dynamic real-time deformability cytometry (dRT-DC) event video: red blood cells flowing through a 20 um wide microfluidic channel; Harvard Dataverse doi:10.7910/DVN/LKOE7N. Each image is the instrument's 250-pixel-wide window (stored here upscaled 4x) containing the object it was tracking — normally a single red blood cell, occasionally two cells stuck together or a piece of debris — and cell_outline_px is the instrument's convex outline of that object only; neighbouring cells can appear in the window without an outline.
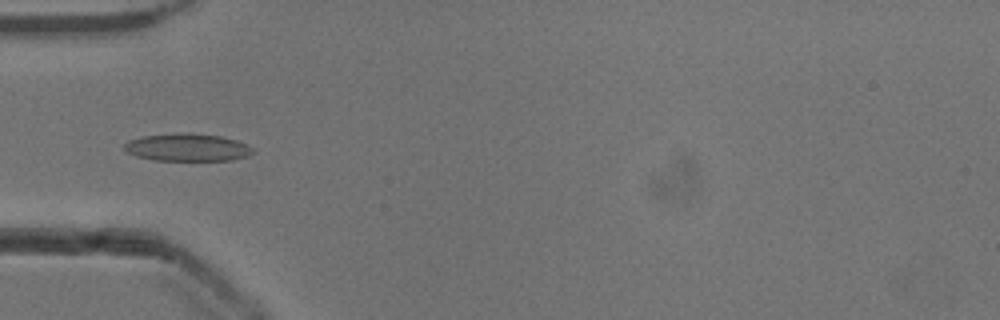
{"species": "common noctule bat (a hibernating species)", "species_latin": "Nyctalus noctula", "temperature_condition": "cold", "stored_images_in_passage": 51, "camera_frame_rate_fps": 3000, "um_per_image_px": 0.085, "animal": {"sex": "male", "body_mass_g": 13.3}, "frame": {"image": 1, "passage_image": 16, "time_ms": 5.0, "image_size_px": [1000, 320], "cell_outline_px": [[256, 152], [248, 156], [232, 160], [156, 160], [136, 156], [128, 152], [124, 148], [124, 144], [128, 140], [144, 136], [180, 132], [188, 132], [220, 136], [236, 140], [252, 148]], "centroid_in_image_um": [15.93, 12.52], "position_along_channel_um": 69.1, "area_um2": 20.63}}
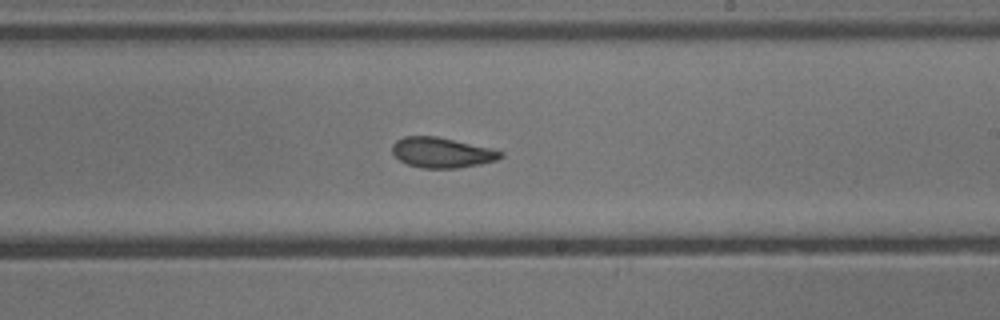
{"frame": {"image": 2, "passage_image": 30, "time_ms": 9.667, "image_size_px": [1000, 320], "cell_outline_px": [[504, 156], [496, 160], [480, 164], [456, 168], [424, 168], [408, 164], [400, 160], [392, 152], [392, 144], [396, 140], [404, 136], [436, 136], [492, 148], [504, 152]], "centroid_in_image_um": [37.57, 12.96], "position_along_channel_um": 251.4, "area_um2": 19.07}}
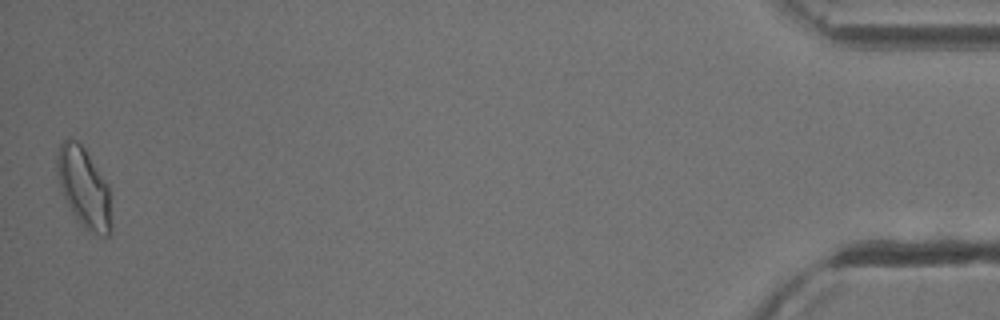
{"frame": {"image": 3, "passage_image": 51, "time_ms": 16.667, "image_size_px": [1000, 320], "cell_outline_px": [[112, 232], [108, 236], [100, 236], [84, 228], [72, 212], [64, 196], [56, 172], [56, 156], [60, 144], [68, 136], [76, 140], [84, 148], [108, 184], [112, 224]], "centroid_in_image_um": [7.14, 15.95], "position_along_channel_um": 428.1, "area_um2": 25.32}, "authors_computed_cell_mechanics": {"area_um2": 19.8832, "velocity_mm_per_s": 3.8967, "shape_relaxation_time_tau1_ms": null, "shape_relaxation_time_tau2_ms": 3.7762, "deformation_change_tau1": null, "deformation_change_tau2": 0.0929}}